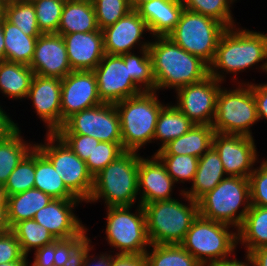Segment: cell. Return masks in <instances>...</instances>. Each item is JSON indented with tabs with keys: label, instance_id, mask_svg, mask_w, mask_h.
Segmentation results:
<instances>
[{
	"label": "cell",
	"instance_id": "6da1fadb",
	"mask_svg": "<svg viewBox=\"0 0 267 266\" xmlns=\"http://www.w3.org/2000/svg\"><path fill=\"white\" fill-rule=\"evenodd\" d=\"M252 29L240 24L224 31L209 65L211 76L224 84H238L249 83L239 75L245 72L253 70L267 75V32Z\"/></svg>",
	"mask_w": 267,
	"mask_h": 266
},
{
	"label": "cell",
	"instance_id": "7a4b0ae2",
	"mask_svg": "<svg viewBox=\"0 0 267 266\" xmlns=\"http://www.w3.org/2000/svg\"><path fill=\"white\" fill-rule=\"evenodd\" d=\"M152 59L155 91H172L199 82L209 75V66L167 36H154L148 47ZM166 90V91H165Z\"/></svg>",
	"mask_w": 267,
	"mask_h": 266
},
{
	"label": "cell",
	"instance_id": "3957f363",
	"mask_svg": "<svg viewBox=\"0 0 267 266\" xmlns=\"http://www.w3.org/2000/svg\"><path fill=\"white\" fill-rule=\"evenodd\" d=\"M139 152L125 151L93 177V189L85 203L104 207L140 204L138 192Z\"/></svg>",
	"mask_w": 267,
	"mask_h": 266
},
{
	"label": "cell",
	"instance_id": "277c9868",
	"mask_svg": "<svg viewBox=\"0 0 267 266\" xmlns=\"http://www.w3.org/2000/svg\"><path fill=\"white\" fill-rule=\"evenodd\" d=\"M159 95L162 94L157 91H144L115 104L120 117L122 147L125 151L142 153L153 144L159 113L167 104Z\"/></svg>",
	"mask_w": 267,
	"mask_h": 266
},
{
	"label": "cell",
	"instance_id": "5b68a950",
	"mask_svg": "<svg viewBox=\"0 0 267 266\" xmlns=\"http://www.w3.org/2000/svg\"><path fill=\"white\" fill-rule=\"evenodd\" d=\"M150 244H180L199 215L198 201L184 192L169 200L143 205Z\"/></svg>",
	"mask_w": 267,
	"mask_h": 266
},
{
	"label": "cell",
	"instance_id": "8992f818",
	"mask_svg": "<svg viewBox=\"0 0 267 266\" xmlns=\"http://www.w3.org/2000/svg\"><path fill=\"white\" fill-rule=\"evenodd\" d=\"M134 208V209H133ZM105 244L112 254L143 255L150 248L146 216L141 204L104 208ZM104 231V232H103Z\"/></svg>",
	"mask_w": 267,
	"mask_h": 266
},
{
	"label": "cell",
	"instance_id": "52a82bcc",
	"mask_svg": "<svg viewBox=\"0 0 267 266\" xmlns=\"http://www.w3.org/2000/svg\"><path fill=\"white\" fill-rule=\"evenodd\" d=\"M223 84L216 99L212 127L217 133L253 136L259 124L256 102L248 83ZM231 85V87H230ZM254 127V128H253Z\"/></svg>",
	"mask_w": 267,
	"mask_h": 266
},
{
	"label": "cell",
	"instance_id": "ba28073f",
	"mask_svg": "<svg viewBox=\"0 0 267 266\" xmlns=\"http://www.w3.org/2000/svg\"><path fill=\"white\" fill-rule=\"evenodd\" d=\"M251 206L249 178L226 176L198 200L199 215L238 230Z\"/></svg>",
	"mask_w": 267,
	"mask_h": 266
},
{
	"label": "cell",
	"instance_id": "9c48e42d",
	"mask_svg": "<svg viewBox=\"0 0 267 266\" xmlns=\"http://www.w3.org/2000/svg\"><path fill=\"white\" fill-rule=\"evenodd\" d=\"M180 245L202 266L226 260L238 252L237 230L198 215Z\"/></svg>",
	"mask_w": 267,
	"mask_h": 266
},
{
	"label": "cell",
	"instance_id": "30bf717a",
	"mask_svg": "<svg viewBox=\"0 0 267 266\" xmlns=\"http://www.w3.org/2000/svg\"><path fill=\"white\" fill-rule=\"evenodd\" d=\"M226 29L224 24L214 18L184 9L176 27L167 37L209 66Z\"/></svg>",
	"mask_w": 267,
	"mask_h": 266
},
{
	"label": "cell",
	"instance_id": "8fae6325",
	"mask_svg": "<svg viewBox=\"0 0 267 266\" xmlns=\"http://www.w3.org/2000/svg\"><path fill=\"white\" fill-rule=\"evenodd\" d=\"M43 138L35 142V147L52 163L66 187L84 202V207L93 189V176L85 161L56 133H45Z\"/></svg>",
	"mask_w": 267,
	"mask_h": 266
},
{
	"label": "cell",
	"instance_id": "7c38bea8",
	"mask_svg": "<svg viewBox=\"0 0 267 266\" xmlns=\"http://www.w3.org/2000/svg\"><path fill=\"white\" fill-rule=\"evenodd\" d=\"M56 134H81L99 141L122 143L119 113L111 103H101L72 114Z\"/></svg>",
	"mask_w": 267,
	"mask_h": 266
},
{
	"label": "cell",
	"instance_id": "4fadbf2b",
	"mask_svg": "<svg viewBox=\"0 0 267 266\" xmlns=\"http://www.w3.org/2000/svg\"><path fill=\"white\" fill-rule=\"evenodd\" d=\"M223 84L209 74L199 82L176 90L175 101L171 102L194 124L212 125L217 95Z\"/></svg>",
	"mask_w": 267,
	"mask_h": 266
},
{
	"label": "cell",
	"instance_id": "5bb4252c",
	"mask_svg": "<svg viewBox=\"0 0 267 266\" xmlns=\"http://www.w3.org/2000/svg\"><path fill=\"white\" fill-rule=\"evenodd\" d=\"M256 141L255 137L215 132L212 147L218 153L227 176L249 178L263 158Z\"/></svg>",
	"mask_w": 267,
	"mask_h": 266
},
{
	"label": "cell",
	"instance_id": "9a60e30c",
	"mask_svg": "<svg viewBox=\"0 0 267 266\" xmlns=\"http://www.w3.org/2000/svg\"><path fill=\"white\" fill-rule=\"evenodd\" d=\"M93 71L103 103L116 104L144 92L129 76V61L120 55L105 54Z\"/></svg>",
	"mask_w": 267,
	"mask_h": 266
},
{
	"label": "cell",
	"instance_id": "2e32d148",
	"mask_svg": "<svg viewBox=\"0 0 267 266\" xmlns=\"http://www.w3.org/2000/svg\"><path fill=\"white\" fill-rule=\"evenodd\" d=\"M102 32L104 50L109 55H122L148 49L152 38L145 20L135 9L114 24L102 29Z\"/></svg>",
	"mask_w": 267,
	"mask_h": 266
},
{
	"label": "cell",
	"instance_id": "e0dca14e",
	"mask_svg": "<svg viewBox=\"0 0 267 266\" xmlns=\"http://www.w3.org/2000/svg\"><path fill=\"white\" fill-rule=\"evenodd\" d=\"M26 101H30V110L43 123L45 133H56L61 128L60 78L34 74Z\"/></svg>",
	"mask_w": 267,
	"mask_h": 266
},
{
	"label": "cell",
	"instance_id": "ac0fdd59",
	"mask_svg": "<svg viewBox=\"0 0 267 266\" xmlns=\"http://www.w3.org/2000/svg\"><path fill=\"white\" fill-rule=\"evenodd\" d=\"M144 154L139 153L138 192L140 204L143 206L155 201L173 199L183 193L167 173L161 160L155 154L148 155L146 152ZM176 187L177 192L174 193ZM176 193L179 194L176 196Z\"/></svg>",
	"mask_w": 267,
	"mask_h": 266
},
{
	"label": "cell",
	"instance_id": "d6986e66",
	"mask_svg": "<svg viewBox=\"0 0 267 266\" xmlns=\"http://www.w3.org/2000/svg\"><path fill=\"white\" fill-rule=\"evenodd\" d=\"M101 103L94 71H72L61 79V127L72 114Z\"/></svg>",
	"mask_w": 267,
	"mask_h": 266
},
{
	"label": "cell",
	"instance_id": "ffe728a7",
	"mask_svg": "<svg viewBox=\"0 0 267 266\" xmlns=\"http://www.w3.org/2000/svg\"><path fill=\"white\" fill-rule=\"evenodd\" d=\"M83 203L81 199H53L36 212L33 219L43 225L56 240L79 236L88 227L76 213Z\"/></svg>",
	"mask_w": 267,
	"mask_h": 266
},
{
	"label": "cell",
	"instance_id": "44dd1931",
	"mask_svg": "<svg viewBox=\"0 0 267 266\" xmlns=\"http://www.w3.org/2000/svg\"><path fill=\"white\" fill-rule=\"evenodd\" d=\"M29 67L39 76L60 79L72 72L63 37L58 33L41 34Z\"/></svg>",
	"mask_w": 267,
	"mask_h": 266
},
{
	"label": "cell",
	"instance_id": "7402d4cb",
	"mask_svg": "<svg viewBox=\"0 0 267 266\" xmlns=\"http://www.w3.org/2000/svg\"><path fill=\"white\" fill-rule=\"evenodd\" d=\"M72 71H93L106 54L102 31L62 35Z\"/></svg>",
	"mask_w": 267,
	"mask_h": 266
},
{
	"label": "cell",
	"instance_id": "603a6c76",
	"mask_svg": "<svg viewBox=\"0 0 267 266\" xmlns=\"http://www.w3.org/2000/svg\"><path fill=\"white\" fill-rule=\"evenodd\" d=\"M183 10L181 0H152L137 9L152 37L167 36L176 27Z\"/></svg>",
	"mask_w": 267,
	"mask_h": 266
},
{
	"label": "cell",
	"instance_id": "cb8c5ba5",
	"mask_svg": "<svg viewBox=\"0 0 267 266\" xmlns=\"http://www.w3.org/2000/svg\"><path fill=\"white\" fill-rule=\"evenodd\" d=\"M226 176L218 153L211 147L199 158L194 180L184 193L192 200L198 201L207 192L213 190Z\"/></svg>",
	"mask_w": 267,
	"mask_h": 266
},
{
	"label": "cell",
	"instance_id": "d4e9b609",
	"mask_svg": "<svg viewBox=\"0 0 267 266\" xmlns=\"http://www.w3.org/2000/svg\"><path fill=\"white\" fill-rule=\"evenodd\" d=\"M33 77L34 71L28 65L0 60V98L26 102Z\"/></svg>",
	"mask_w": 267,
	"mask_h": 266
},
{
	"label": "cell",
	"instance_id": "484cf974",
	"mask_svg": "<svg viewBox=\"0 0 267 266\" xmlns=\"http://www.w3.org/2000/svg\"><path fill=\"white\" fill-rule=\"evenodd\" d=\"M214 134L211 125L194 124L187 133L169 142L155 155H191L200 158L212 147Z\"/></svg>",
	"mask_w": 267,
	"mask_h": 266
},
{
	"label": "cell",
	"instance_id": "4316f807",
	"mask_svg": "<svg viewBox=\"0 0 267 266\" xmlns=\"http://www.w3.org/2000/svg\"><path fill=\"white\" fill-rule=\"evenodd\" d=\"M99 29L93 4L85 1H65L58 34L87 33Z\"/></svg>",
	"mask_w": 267,
	"mask_h": 266
},
{
	"label": "cell",
	"instance_id": "83f0119b",
	"mask_svg": "<svg viewBox=\"0 0 267 266\" xmlns=\"http://www.w3.org/2000/svg\"><path fill=\"white\" fill-rule=\"evenodd\" d=\"M194 125L171 101L161 109L157 123L153 144L155 143L158 149H152L155 154L160 151L165 145L174 139L187 133Z\"/></svg>",
	"mask_w": 267,
	"mask_h": 266
},
{
	"label": "cell",
	"instance_id": "f1b7e54d",
	"mask_svg": "<svg viewBox=\"0 0 267 266\" xmlns=\"http://www.w3.org/2000/svg\"><path fill=\"white\" fill-rule=\"evenodd\" d=\"M237 236L238 249L243 248L245 254L267 246V207L251 205L241 227L237 230Z\"/></svg>",
	"mask_w": 267,
	"mask_h": 266
},
{
	"label": "cell",
	"instance_id": "f546056e",
	"mask_svg": "<svg viewBox=\"0 0 267 266\" xmlns=\"http://www.w3.org/2000/svg\"><path fill=\"white\" fill-rule=\"evenodd\" d=\"M25 136L27 135L23 129L17 128L8 137L0 140V184L2 185H5L16 166L35 147V138L28 139Z\"/></svg>",
	"mask_w": 267,
	"mask_h": 266
},
{
	"label": "cell",
	"instance_id": "4dcf8cb0",
	"mask_svg": "<svg viewBox=\"0 0 267 266\" xmlns=\"http://www.w3.org/2000/svg\"><path fill=\"white\" fill-rule=\"evenodd\" d=\"M52 200L51 196L36 188L8 196L7 220L10 228L20 221L33 219L35 213Z\"/></svg>",
	"mask_w": 267,
	"mask_h": 266
},
{
	"label": "cell",
	"instance_id": "1f68e13d",
	"mask_svg": "<svg viewBox=\"0 0 267 266\" xmlns=\"http://www.w3.org/2000/svg\"><path fill=\"white\" fill-rule=\"evenodd\" d=\"M3 34L5 44V60L25 65H30L37 38L39 36H28L16 25L3 17Z\"/></svg>",
	"mask_w": 267,
	"mask_h": 266
},
{
	"label": "cell",
	"instance_id": "d6a6232c",
	"mask_svg": "<svg viewBox=\"0 0 267 266\" xmlns=\"http://www.w3.org/2000/svg\"><path fill=\"white\" fill-rule=\"evenodd\" d=\"M34 188L53 199H79L66 187L52 163L36 147Z\"/></svg>",
	"mask_w": 267,
	"mask_h": 266
},
{
	"label": "cell",
	"instance_id": "836d02e7",
	"mask_svg": "<svg viewBox=\"0 0 267 266\" xmlns=\"http://www.w3.org/2000/svg\"><path fill=\"white\" fill-rule=\"evenodd\" d=\"M144 256L147 266H202L180 244H151Z\"/></svg>",
	"mask_w": 267,
	"mask_h": 266
},
{
	"label": "cell",
	"instance_id": "e575fe53",
	"mask_svg": "<svg viewBox=\"0 0 267 266\" xmlns=\"http://www.w3.org/2000/svg\"><path fill=\"white\" fill-rule=\"evenodd\" d=\"M11 231L15 234L22 253L29 257L33 251L42 248L44 245L51 244L56 240L43 225H40L34 219L16 223L11 228Z\"/></svg>",
	"mask_w": 267,
	"mask_h": 266
},
{
	"label": "cell",
	"instance_id": "d590c367",
	"mask_svg": "<svg viewBox=\"0 0 267 266\" xmlns=\"http://www.w3.org/2000/svg\"><path fill=\"white\" fill-rule=\"evenodd\" d=\"M184 9L216 19L227 28L239 25L234 5L240 0H181ZM233 10V11H232Z\"/></svg>",
	"mask_w": 267,
	"mask_h": 266
},
{
	"label": "cell",
	"instance_id": "8d00e7d4",
	"mask_svg": "<svg viewBox=\"0 0 267 266\" xmlns=\"http://www.w3.org/2000/svg\"><path fill=\"white\" fill-rule=\"evenodd\" d=\"M4 17L28 36H40L36 11L30 0H6Z\"/></svg>",
	"mask_w": 267,
	"mask_h": 266
},
{
	"label": "cell",
	"instance_id": "74e56055",
	"mask_svg": "<svg viewBox=\"0 0 267 266\" xmlns=\"http://www.w3.org/2000/svg\"><path fill=\"white\" fill-rule=\"evenodd\" d=\"M129 61V76L143 91H155L152 59L149 49L120 55Z\"/></svg>",
	"mask_w": 267,
	"mask_h": 266
},
{
	"label": "cell",
	"instance_id": "f35d334b",
	"mask_svg": "<svg viewBox=\"0 0 267 266\" xmlns=\"http://www.w3.org/2000/svg\"><path fill=\"white\" fill-rule=\"evenodd\" d=\"M165 165L167 173L172 177L175 184L185 192L192 184L198 166L199 158L191 155H156ZM185 185V186H184ZM188 186V187H187Z\"/></svg>",
	"mask_w": 267,
	"mask_h": 266
},
{
	"label": "cell",
	"instance_id": "ab89813d",
	"mask_svg": "<svg viewBox=\"0 0 267 266\" xmlns=\"http://www.w3.org/2000/svg\"><path fill=\"white\" fill-rule=\"evenodd\" d=\"M35 147L20 161L4 185L7 196L34 188Z\"/></svg>",
	"mask_w": 267,
	"mask_h": 266
},
{
	"label": "cell",
	"instance_id": "60d3db41",
	"mask_svg": "<svg viewBox=\"0 0 267 266\" xmlns=\"http://www.w3.org/2000/svg\"><path fill=\"white\" fill-rule=\"evenodd\" d=\"M89 231L87 227L79 236L55 240L54 266H76L80 252L90 241Z\"/></svg>",
	"mask_w": 267,
	"mask_h": 266
},
{
	"label": "cell",
	"instance_id": "b9f144b4",
	"mask_svg": "<svg viewBox=\"0 0 267 266\" xmlns=\"http://www.w3.org/2000/svg\"><path fill=\"white\" fill-rule=\"evenodd\" d=\"M36 11L38 28L42 34L57 33L65 1L30 0Z\"/></svg>",
	"mask_w": 267,
	"mask_h": 266
},
{
	"label": "cell",
	"instance_id": "7bdbcfd3",
	"mask_svg": "<svg viewBox=\"0 0 267 266\" xmlns=\"http://www.w3.org/2000/svg\"><path fill=\"white\" fill-rule=\"evenodd\" d=\"M92 4L100 30L114 24L132 10L130 0H94Z\"/></svg>",
	"mask_w": 267,
	"mask_h": 266
},
{
	"label": "cell",
	"instance_id": "ee69618b",
	"mask_svg": "<svg viewBox=\"0 0 267 266\" xmlns=\"http://www.w3.org/2000/svg\"><path fill=\"white\" fill-rule=\"evenodd\" d=\"M124 152L125 150L122 147V143L100 141L92 151V154L86 159V167L89 173L94 177Z\"/></svg>",
	"mask_w": 267,
	"mask_h": 266
},
{
	"label": "cell",
	"instance_id": "f6af8a7d",
	"mask_svg": "<svg viewBox=\"0 0 267 266\" xmlns=\"http://www.w3.org/2000/svg\"><path fill=\"white\" fill-rule=\"evenodd\" d=\"M249 183L251 205L267 207V156L257 163L249 176Z\"/></svg>",
	"mask_w": 267,
	"mask_h": 266
},
{
	"label": "cell",
	"instance_id": "bcb514c9",
	"mask_svg": "<svg viewBox=\"0 0 267 266\" xmlns=\"http://www.w3.org/2000/svg\"><path fill=\"white\" fill-rule=\"evenodd\" d=\"M70 149L81 159H86L92 154L94 148L100 142L94 137L81 134H57Z\"/></svg>",
	"mask_w": 267,
	"mask_h": 266
},
{
	"label": "cell",
	"instance_id": "7dc6e473",
	"mask_svg": "<svg viewBox=\"0 0 267 266\" xmlns=\"http://www.w3.org/2000/svg\"><path fill=\"white\" fill-rule=\"evenodd\" d=\"M92 240L93 236L80 252L76 266H110V252H93L97 251L95 245L99 243H94Z\"/></svg>",
	"mask_w": 267,
	"mask_h": 266
},
{
	"label": "cell",
	"instance_id": "c3c4849f",
	"mask_svg": "<svg viewBox=\"0 0 267 266\" xmlns=\"http://www.w3.org/2000/svg\"><path fill=\"white\" fill-rule=\"evenodd\" d=\"M23 256L20 244L11 230L0 235V264L19 261Z\"/></svg>",
	"mask_w": 267,
	"mask_h": 266
},
{
	"label": "cell",
	"instance_id": "681fc988",
	"mask_svg": "<svg viewBox=\"0 0 267 266\" xmlns=\"http://www.w3.org/2000/svg\"><path fill=\"white\" fill-rule=\"evenodd\" d=\"M251 79L248 84L254 95L259 122L267 123V81L257 83L254 78Z\"/></svg>",
	"mask_w": 267,
	"mask_h": 266
},
{
	"label": "cell",
	"instance_id": "f907efd6",
	"mask_svg": "<svg viewBox=\"0 0 267 266\" xmlns=\"http://www.w3.org/2000/svg\"><path fill=\"white\" fill-rule=\"evenodd\" d=\"M33 253V260L29 259V266H54L55 241L51 244L44 245Z\"/></svg>",
	"mask_w": 267,
	"mask_h": 266
},
{
	"label": "cell",
	"instance_id": "816d5d0a",
	"mask_svg": "<svg viewBox=\"0 0 267 266\" xmlns=\"http://www.w3.org/2000/svg\"><path fill=\"white\" fill-rule=\"evenodd\" d=\"M1 102L5 103V101L0 100V140L8 137L17 128L22 129L17 120L12 119L10 107L7 109L6 105L4 106Z\"/></svg>",
	"mask_w": 267,
	"mask_h": 266
},
{
	"label": "cell",
	"instance_id": "f5cc1de1",
	"mask_svg": "<svg viewBox=\"0 0 267 266\" xmlns=\"http://www.w3.org/2000/svg\"><path fill=\"white\" fill-rule=\"evenodd\" d=\"M110 266H147L143 255H127L110 253Z\"/></svg>",
	"mask_w": 267,
	"mask_h": 266
},
{
	"label": "cell",
	"instance_id": "db71d44e",
	"mask_svg": "<svg viewBox=\"0 0 267 266\" xmlns=\"http://www.w3.org/2000/svg\"><path fill=\"white\" fill-rule=\"evenodd\" d=\"M237 256L238 254L236 253L233 257L229 259L212 262L207 264L206 266H255L253 260L248 254L244 253V255H242L244 260L237 258Z\"/></svg>",
	"mask_w": 267,
	"mask_h": 266
},
{
	"label": "cell",
	"instance_id": "11a10c76",
	"mask_svg": "<svg viewBox=\"0 0 267 266\" xmlns=\"http://www.w3.org/2000/svg\"><path fill=\"white\" fill-rule=\"evenodd\" d=\"M255 266H267V246L251 251L249 254Z\"/></svg>",
	"mask_w": 267,
	"mask_h": 266
},
{
	"label": "cell",
	"instance_id": "9f6ffc18",
	"mask_svg": "<svg viewBox=\"0 0 267 266\" xmlns=\"http://www.w3.org/2000/svg\"><path fill=\"white\" fill-rule=\"evenodd\" d=\"M11 230L7 220V207H0V235Z\"/></svg>",
	"mask_w": 267,
	"mask_h": 266
},
{
	"label": "cell",
	"instance_id": "6f0895ef",
	"mask_svg": "<svg viewBox=\"0 0 267 266\" xmlns=\"http://www.w3.org/2000/svg\"><path fill=\"white\" fill-rule=\"evenodd\" d=\"M0 60H5V44L3 34V18L0 21Z\"/></svg>",
	"mask_w": 267,
	"mask_h": 266
},
{
	"label": "cell",
	"instance_id": "680465c9",
	"mask_svg": "<svg viewBox=\"0 0 267 266\" xmlns=\"http://www.w3.org/2000/svg\"><path fill=\"white\" fill-rule=\"evenodd\" d=\"M29 256H23L19 261L0 264V266H29Z\"/></svg>",
	"mask_w": 267,
	"mask_h": 266
},
{
	"label": "cell",
	"instance_id": "91938a15",
	"mask_svg": "<svg viewBox=\"0 0 267 266\" xmlns=\"http://www.w3.org/2000/svg\"><path fill=\"white\" fill-rule=\"evenodd\" d=\"M8 196L4 185L0 184V207H7Z\"/></svg>",
	"mask_w": 267,
	"mask_h": 266
},
{
	"label": "cell",
	"instance_id": "94428289",
	"mask_svg": "<svg viewBox=\"0 0 267 266\" xmlns=\"http://www.w3.org/2000/svg\"><path fill=\"white\" fill-rule=\"evenodd\" d=\"M152 0H130L132 9L137 10L143 3L150 2Z\"/></svg>",
	"mask_w": 267,
	"mask_h": 266
},
{
	"label": "cell",
	"instance_id": "6125c7cd",
	"mask_svg": "<svg viewBox=\"0 0 267 266\" xmlns=\"http://www.w3.org/2000/svg\"><path fill=\"white\" fill-rule=\"evenodd\" d=\"M6 0H0V21H2V18L4 17V5Z\"/></svg>",
	"mask_w": 267,
	"mask_h": 266
},
{
	"label": "cell",
	"instance_id": "be15d7a7",
	"mask_svg": "<svg viewBox=\"0 0 267 266\" xmlns=\"http://www.w3.org/2000/svg\"><path fill=\"white\" fill-rule=\"evenodd\" d=\"M75 1H85V2H93L94 0H75Z\"/></svg>",
	"mask_w": 267,
	"mask_h": 266
}]
</instances>
